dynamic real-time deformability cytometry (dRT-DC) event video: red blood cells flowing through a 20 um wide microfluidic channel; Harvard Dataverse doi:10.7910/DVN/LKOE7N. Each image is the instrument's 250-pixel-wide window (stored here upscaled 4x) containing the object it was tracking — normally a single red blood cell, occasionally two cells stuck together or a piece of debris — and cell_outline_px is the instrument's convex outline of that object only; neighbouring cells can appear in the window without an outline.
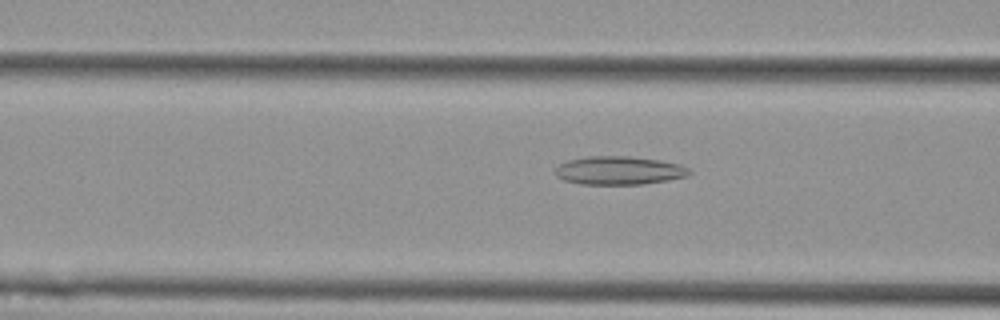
{"species": "Egyptian fruit bat (a non-hibernating species)", "species_latin": "Rousettus aegyptiacus", "temperature_condition": "cold", "stored_images_in_passage": 51, "camera_frame_rate_fps": 3000, "um_per_image_px": 0.085, "animal": {"sex": "female"}, "frame": {"image": 1, "passage_image": 17, "time_ms": 5.333, "image_size_px": [1000, 320], "cell_outline_px": [[692, 172], [688, 176], [668, 180], [644, 184], [580, 184], [564, 180], [556, 176], [556, 168], [560, 164], [568, 160], [588, 156], [628, 156], [660, 160], [680, 164], [688, 168]], "centroid_in_image_um": [52.64, 14.49], "position_along_channel_um": 114.0, "area_um2": 22.2}}
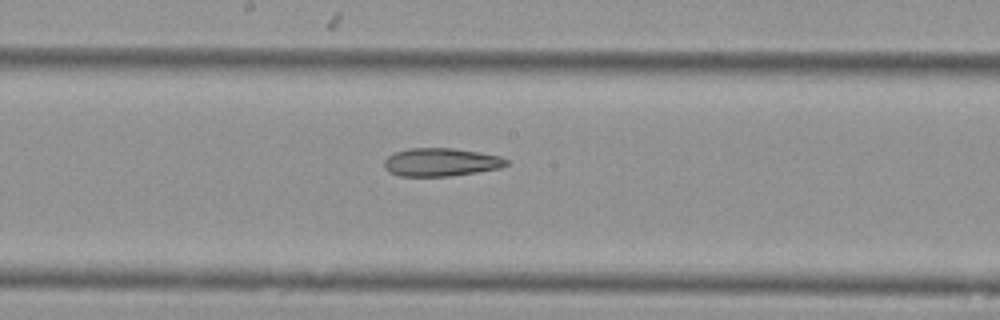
{"frame": {"image": 2, "passage_image": 25, "time_ms": 8.0, "image_size_px": [1000, 320], "cell_outline_px": [[508, 164], [500, 168], [476, 172], [448, 176], [400, 176], [388, 172], [384, 168], [384, 160], [388, 156], [396, 152], [408, 148], [452, 148], [480, 152], [500, 156], [508, 160]], "centroid_in_image_um": [37.46, 13.78], "position_along_channel_um": 210.7, "area_um2": 20.06}}
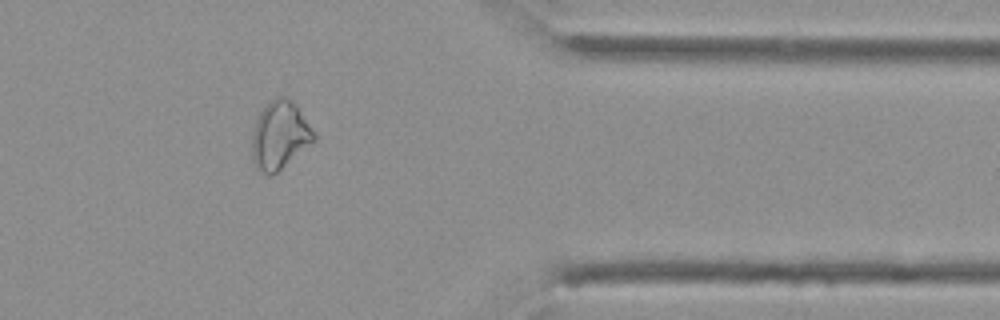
{"frame": {"image": 3, "passage_image": 41, "time_ms": 13.333, "image_size_px": [1000, 320], "cell_outline_px": [[316, 140], [276, 172], [268, 176], [260, 172], [256, 168], [252, 160], [252, 132], [256, 120], [260, 112], [268, 100], [276, 96], [284, 96], [296, 104], [316, 132]], "centroid_in_image_um": [23.78, 11.48], "position_along_channel_um": 387.6, "area_um2": 24.8}, "authors_computed_cell_mechanics": {"area_um2": 23.2356, "velocity_mm_per_s": 3.6339, "shape_relaxation_time_tau1_ms": null, "shape_relaxation_time_tau2_ms": 10.2756, "deformation_change_tau1": null, "deformation_change_tau2": 0.2043}}